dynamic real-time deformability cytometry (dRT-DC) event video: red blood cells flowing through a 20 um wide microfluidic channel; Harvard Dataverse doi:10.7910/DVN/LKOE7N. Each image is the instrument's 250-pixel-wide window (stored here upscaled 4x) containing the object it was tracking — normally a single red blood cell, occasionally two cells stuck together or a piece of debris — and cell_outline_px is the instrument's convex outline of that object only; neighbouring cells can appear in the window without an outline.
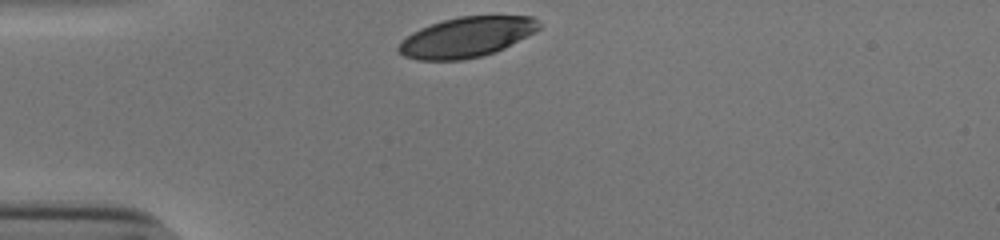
{"species": "human", "species_latin": "Homo sapiens", "temperature_condition": "cold", "stored_images_in_passage": 30, "camera_frame_rate_fps": 3000, "um_per_image_px": 0.085, "donor": {"sex": "male"}, "frame": {"image": 1, "passage_image": 1, "time_ms": 0.0, "image_size_px": [1000, 240], "cell_outline_px": [[540, 28], [536, 32], [496, 52], [464, 60], [416, 60], [404, 56], [396, 52], [396, 48], [400, 40], [412, 32], [420, 28], [444, 20], [460, 16], [532, 16], [540, 24]], "centroid_in_image_um": [39.62, 3.17], "position_along_channel_um": 45.4, "area_um2": 33.06}}
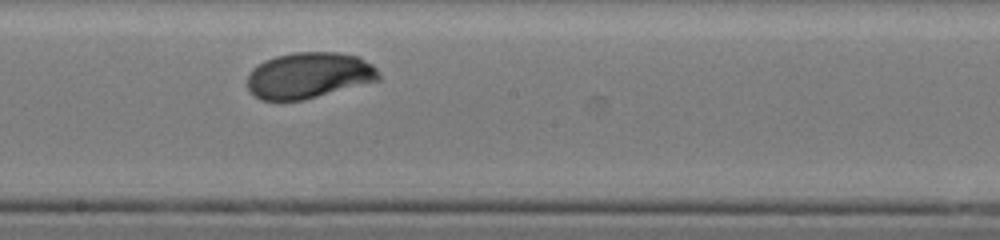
{"frame": {"image": 2, "passage_image": 17, "time_ms": 5.333, "image_size_px": [1000, 240], "cell_outline_px": [[380, 80], [304, 100], [260, 100], [248, 88], [248, 72], [252, 68], [264, 60], [276, 56], [296, 52], [336, 52], [360, 56], [372, 64], [380, 72]], "centroid_in_image_um": [26.27, 6.4], "position_along_channel_um": 221.9, "area_um2": 35.43}}
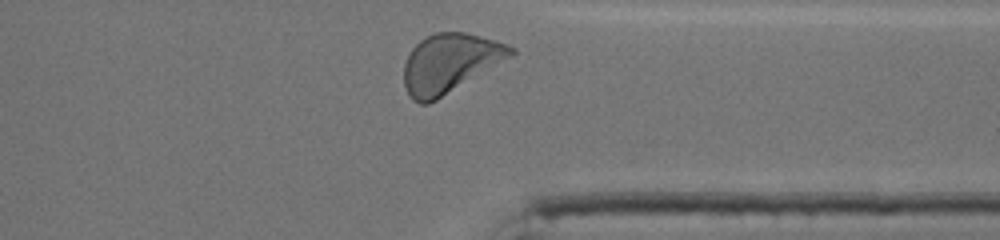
{"frame": {"image": 3, "passage_image": 29, "time_ms": 9.333, "image_size_px": [1000, 240], "cell_outline_px": [[516, 52], [512, 56], [436, 100], [428, 104], [420, 104], [412, 100], [408, 96], [404, 84], [404, 64], [412, 48], [420, 40], [436, 32], [464, 32], [508, 44], [516, 48]], "centroid_in_image_um": [38.22, 5.38], "position_along_channel_um": 373.2, "area_um2": 36.47}, "authors_computed_cell_mechanics": {"area_um2": 35.1135, "velocity_mm_per_s": 3.8009, "shape_relaxation_time_tau1_ms": 1.9931, "shape_relaxation_time_tau2_ms": null, "deformation_change_tau1": 0.1247, "deformation_change_tau2": null}}